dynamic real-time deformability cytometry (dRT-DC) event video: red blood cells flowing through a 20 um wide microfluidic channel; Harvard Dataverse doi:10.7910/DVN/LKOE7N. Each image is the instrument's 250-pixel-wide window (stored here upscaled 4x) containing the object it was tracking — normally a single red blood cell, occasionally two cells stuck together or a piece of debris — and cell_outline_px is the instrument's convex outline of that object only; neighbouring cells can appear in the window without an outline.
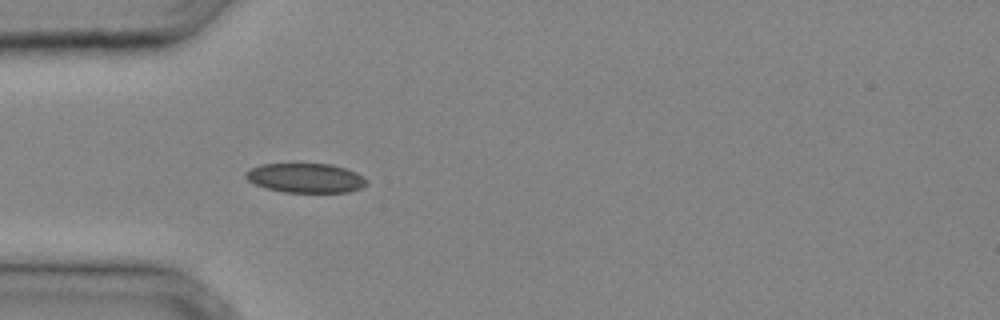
{"species": "common noctule bat (a hibernating species)", "species_latin": "Nyctalus noctula", "temperature_condition": "cold", "stored_images_in_passage": 28, "camera_frame_rate_fps": 3000, "um_per_image_px": 0.085, "animal": {"sex": "male", "body_mass_g": 20.4}, "frame": {"image": 1, "passage_image": 4, "time_ms": 1.0, "image_size_px": [1000, 320], "cell_outline_px": [[368, 184], [360, 188], [348, 192], [284, 192], [268, 188], [256, 184], [248, 180], [244, 176], [244, 172], [260, 164], [332, 164], [356, 172], [364, 176], [368, 180]], "centroid_in_image_um": [26.01, 15.12], "position_along_channel_um": 59.0, "area_um2": 20.69}}
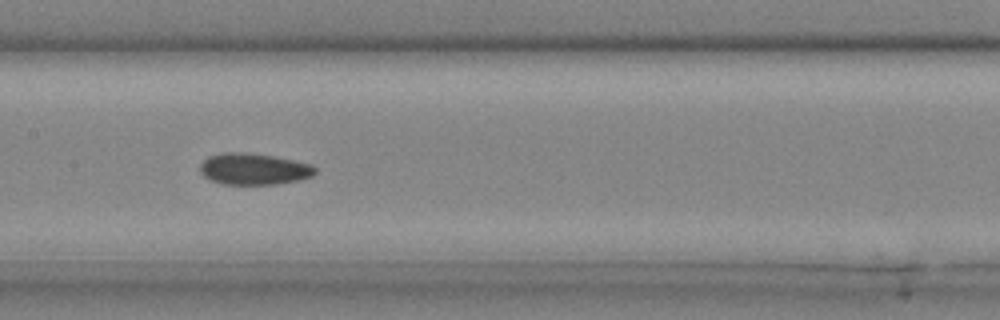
{"frame": {"image": 2, "passage_image": 11, "time_ms": 3.333, "image_size_px": [1000, 320], "cell_outline_px": [[316, 172], [312, 176], [296, 180], [272, 184], [224, 184], [212, 180], [204, 176], [200, 172], [200, 164], [208, 156], [224, 152], [244, 152], [272, 156], [312, 164], [316, 168]], "centroid_in_image_um": [21.55, 14.35], "position_along_channel_um": 185.9, "area_um2": 20.87}}
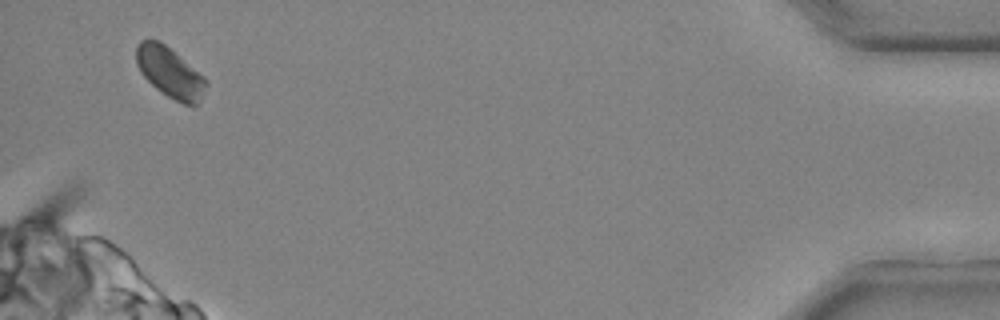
{"frame": {"image": 3, "passage_image": 27, "time_ms": 8.667, "image_size_px": [1000, 320], "cell_outline_px": [[208, 84], [200, 100], [196, 104], [184, 104], [168, 96], [156, 88], [140, 72], [136, 64], [136, 44], [140, 40], [160, 40], [204, 76], [208, 80]], "centroid_in_image_um": [14.44, 6.13], "position_along_channel_um": 420.8, "area_um2": 20.35}}